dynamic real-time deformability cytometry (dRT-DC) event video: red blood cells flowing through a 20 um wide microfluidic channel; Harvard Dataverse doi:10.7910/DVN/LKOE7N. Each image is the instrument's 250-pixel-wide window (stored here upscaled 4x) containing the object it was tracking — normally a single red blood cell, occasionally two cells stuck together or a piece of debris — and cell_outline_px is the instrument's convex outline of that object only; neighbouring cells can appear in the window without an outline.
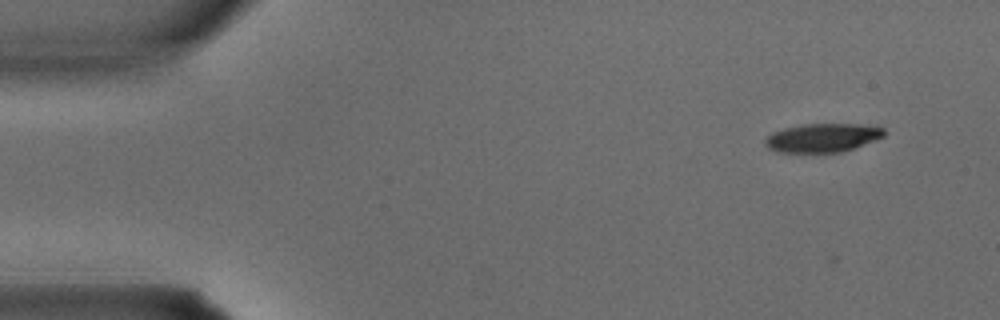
{"species": "common noctule bat (a hibernating species)", "species_latin": "Nyctalus noctula", "temperature_condition": "warm", "stored_images_in_passage": 2, "camera_frame_rate_fps": 3000, "um_per_image_px": 0.085, "animal": {"sex": "male", "body_mass_g": 15.6}, "frame": {"image": 1, "passage_image": 1, "time_ms": 0.0, "image_size_px": [1000, 320], "cell_outline_px": [[884, 136], [876, 140], [840, 152], [780, 152], [768, 148], [764, 144], [764, 140], [772, 132], [784, 128], [800, 124], [864, 124], [884, 128]], "centroid_in_image_um": [69.9, 11.7], "position_along_channel_um": 15.1, "area_um2": 19.83}}